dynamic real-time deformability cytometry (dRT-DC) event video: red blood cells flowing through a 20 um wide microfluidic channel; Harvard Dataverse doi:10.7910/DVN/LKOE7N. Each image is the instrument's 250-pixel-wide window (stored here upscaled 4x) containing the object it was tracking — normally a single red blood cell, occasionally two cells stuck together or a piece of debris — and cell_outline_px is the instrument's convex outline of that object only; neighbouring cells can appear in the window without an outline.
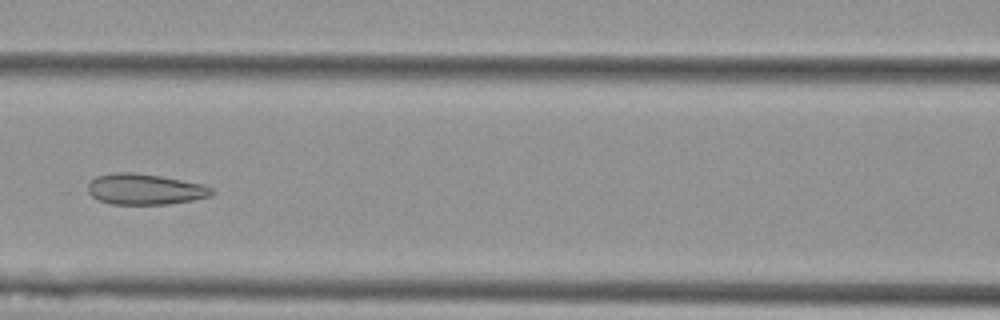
{"species": "Egyptian fruit bat (a non-hibernating species)", "species_latin": "Rousettus aegyptiacus", "temperature_condition": "cold", "stored_images_in_passage": 7, "camera_frame_rate_fps": 3000, "um_per_image_px": 0.085, "animal": {"sex": "female"}, "frame": {"image": 1, "passage_image": 7, "time_ms": 2.0, "image_size_px": [1000, 320], "cell_outline_px": [[216, 192], [212, 196], [192, 200], [168, 204], [112, 204], [100, 200], [84, 192], [88, 184], [96, 176], [112, 172], [132, 172], [160, 176], [204, 184], [212, 188]], "centroid_in_image_um": [12.31, 16.08], "position_along_channel_um": 154.3, "area_um2": 22.48}}